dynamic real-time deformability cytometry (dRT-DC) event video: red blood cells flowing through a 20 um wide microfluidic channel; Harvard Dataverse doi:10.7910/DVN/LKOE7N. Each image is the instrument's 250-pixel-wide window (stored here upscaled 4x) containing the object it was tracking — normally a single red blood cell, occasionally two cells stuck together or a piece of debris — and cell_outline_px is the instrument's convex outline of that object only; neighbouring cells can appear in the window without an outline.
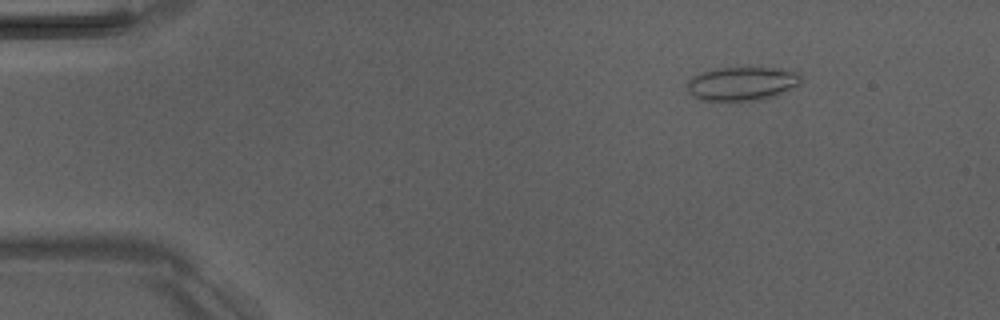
{"species": "Egyptian fruit bat (a non-hibernating species)", "species_latin": "Rousettus aegyptiacus", "temperature_condition": "room temperature", "stored_images_in_passage": 5, "camera_frame_rate_fps": 3000, "um_per_image_px": 0.085, "animal": {"sex": "male"}, "frame": {"image": 1, "passage_image": 2, "time_ms": 1.0, "image_size_px": [1000, 320], "cell_outline_px": [[800, 84], [796, 88], [788, 92], [776, 96], [756, 100], [700, 100], [692, 96], [688, 92], [688, 80], [692, 76], [704, 72], [720, 68], [776, 68], [800, 72]], "centroid_in_image_um": [63.12, 7.12], "position_along_channel_um": 21.9, "area_um2": 22.43}}